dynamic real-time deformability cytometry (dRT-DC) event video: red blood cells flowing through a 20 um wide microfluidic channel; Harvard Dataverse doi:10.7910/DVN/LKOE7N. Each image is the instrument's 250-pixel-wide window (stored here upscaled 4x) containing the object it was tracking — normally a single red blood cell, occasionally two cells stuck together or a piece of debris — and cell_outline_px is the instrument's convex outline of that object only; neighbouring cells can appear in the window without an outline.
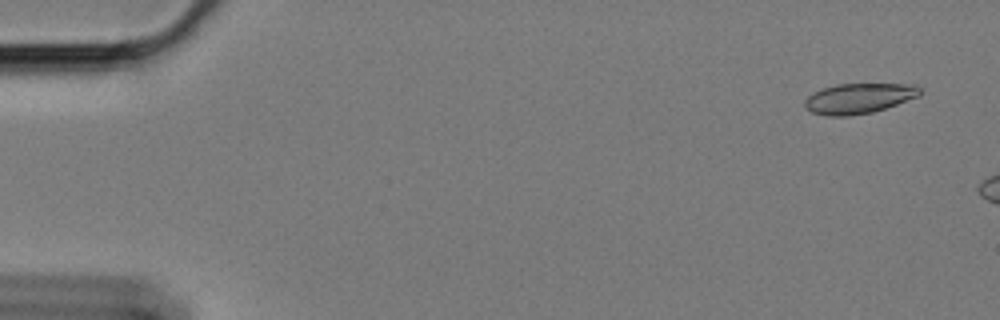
{"species": "Egyptian fruit bat (a non-hibernating species)", "species_latin": "Rousettus aegyptiacus", "temperature_condition": "cold", "stored_images_in_passage": 9, "camera_frame_rate_fps": 3000, "um_per_image_px": 0.085, "animal": {"sex": "female"}, "frame": {"image": 1, "passage_image": 3, "time_ms": 0.667, "image_size_px": [1000, 320], "cell_outline_px": [[924, 92], [920, 96], [872, 112], [848, 116], [828, 116], [812, 112], [804, 108], [804, 100], [812, 92], [836, 84], [916, 84]], "centroid_in_image_um": [73.0, 8.35], "position_along_channel_um": 12.0, "area_um2": 20.4}}